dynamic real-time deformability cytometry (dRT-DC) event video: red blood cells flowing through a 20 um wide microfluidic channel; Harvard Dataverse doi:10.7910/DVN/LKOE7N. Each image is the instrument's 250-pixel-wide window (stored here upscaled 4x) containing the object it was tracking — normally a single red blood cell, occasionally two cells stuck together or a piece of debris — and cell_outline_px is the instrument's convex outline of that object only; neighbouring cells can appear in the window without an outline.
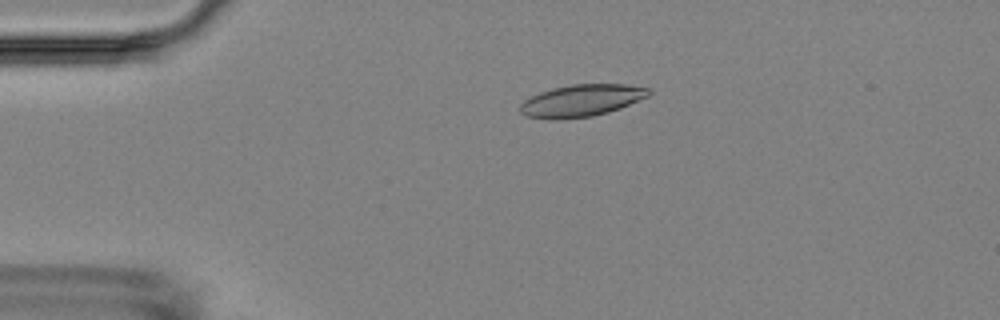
{"species": "Egyptian fruit bat (a non-hibernating species)", "species_latin": "Rousettus aegyptiacus", "temperature_condition": "room temperature", "stored_images_in_passage": 5, "camera_frame_rate_fps": 3000, "um_per_image_px": 0.085, "animal": {"sex": "female"}, "frame": {"image": 1, "passage_image": 3, "time_ms": 2.333, "image_size_px": [1000, 320], "cell_outline_px": [[652, 92], [648, 96], [620, 108], [608, 112], [592, 116], [556, 120], [552, 120], [524, 116], [520, 112], [520, 104], [524, 100], [540, 92], [552, 88], [572, 84], [624, 84], [648, 88]], "centroid_in_image_um": [49.39, 8.55], "position_along_channel_um": 35.6, "area_um2": 24.04}}